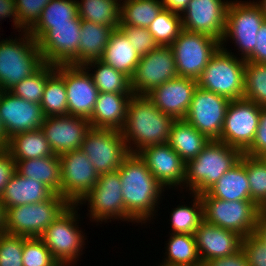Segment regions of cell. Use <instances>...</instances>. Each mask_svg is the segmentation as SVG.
<instances>
[{
  "mask_svg": "<svg viewBox=\"0 0 266 266\" xmlns=\"http://www.w3.org/2000/svg\"><path fill=\"white\" fill-rule=\"evenodd\" d=\"M61 163V196L77 205L96 185L99 174L88 156L80 149L59 156Z\"/></svg>",
  "mask_w": 266,
  "mask_h": 266,
  "instance_id": "14",
  "label": "cell"
},
{
  "mask_svg": "<svg viewBox=\"0 0 266 266\" xmlns=\"http://www.w3.org/2000/svg\"><path fill=\"white\" fill-rule=\"evenodd\" d=\"M255 234L266 244V209L259 212Z\"/></svg>",
  "mask_w": 266,
  "mask_h": 266,
  "instance_id": "55",
  "label": "cell"
},
{
  "mask_svg": "<svg viewBox=\"0 0 266 266\" xmlns=\"http://www.w3.org/2000/svg\"><path fill=\"white\" fill-rule=\"evenodd\" d=\"M140 58L125 34L118 28L110 34L108 44L100 60L115 70L123 72L131 79Z\"/></svg>",
  "mask_w": 266,
  "mask_h": 266,
  "instance_id": "28",
  "label": "cell"
},
{
  "mask_svg": "<svg viewBox=\"0 0 266 266\" xmlns=\"http://www.w3.org/2000/svg\"><path fill=\"white\" fill-rule=\"evenodd\" d=\"M5 148L14 160L36 159L54 155L41 129L14 135Z\"/></svg>",
  "mask_w": 266,
  "mask_h": 266,
  "instance_id": "33",
  "label": "cell"
},
{
  "mask_svg": "<svg viewBox=\"0 0 266 266\" xmlns=\"http://www.w3.org/2000/svg\"><path fill=\"white\" fill-rule=\"evenodd\" d=\"M5 214H6V210L2 204L1 197H0V233L4 232Z\"/></svg>",
  "mask_w": 266,
  "mask_h": 266,
  "instance_id": "57",
  "label": "cell"
},
{
  "mask_svg": "<svg viewBox=\"0 0 266 266\" xmlns=\"http://www.w3.org/2000/svg\"><path fill=\"white\" fill-rule=\"evenodd\" d=\"M119 29L125 34L140 57L159 46L148 31V28L120 25Z\"/></svg>",
  "mask_w": 266,
  "mask_h": 266,
  "instance_id": "47",
  "label": "cell"
},
{
  "mask_svg": "<svg viewBox=\"0 0 266 266\" xmlns=\"http://www.w3.org/2000/svg\"><path fill=\"white\" fill-rule=\"evenodd\" d=\"M71 204L60 194L50 199L6 209L4 232L24 237H40Z\"/></svg>",
  "mask_w": 266,
  "mask_h": 266,
  "instance_id": "6",
  "label": "cell"
},
{
  "mask_svg": "<svg viewBox=\"0 0 266 266\" xmlns=\"http://www.w3.org/2000/svg\"><path fill=\"white\" fill-rule=\"evenodd\" d=\"M77 205H70L39 237L60 266H72L82 255L85 244L83 231L79 230Z\"/></svg>",
  "mask_w": 266,
  "mask_h": 266,
  "instance_id": "7",
  "label": "cell"
},
{
  "mask_svg": "<svg viewBox=\"0 0 266 266\" xmlns=\"http://www.w3.org/2000/svg\"><path fill=\"white\" fill-rule=\"evenodd\" d=\"M118 172L126 213L141 224L153 219L164 187L150 172L144 160L138 154L130 153Z\"/></svg>",
  "mask_w": 266,
  "mask_h": 266,
  "instance_id": "1",
  "label": "cell"
},
{
  "mask_svg": "<svg viewBox=\"0 0 266 266\" xmlns=\"http://www.w3.org/2000/svg\"><path fill=\"white\" fill-rule=\"evenodd\" d=\"M98 174L118 170L130 154L122 133L115 129L90 128L81 144Z\"/></svg>",
  "mask_w": 266,
  "mask_h": 266,
  "instance_id": "12",
  "label": "cell"
},
{
  "mask_svg": "<svg viewBox=\"0 0 266 266\" xmlns=\"http://www.w3.org/2000/svg\"><path fill=\"white\" fill-rule=\"evenodd\" d=\"M28 237L0 233V266H23L22 252Z\"/></svg>",
  "mask_w": 266,
  "mask_h": 266,
  "instance_id": "45",
  "label": "cell"
},
{
  "mask_svg": "<svg viewBox=\"0 0 266 266\" xmlns=\"http://www.w3.org/2000/svg\"><path fill=\"white\" fill-rule=\"evenodd\" d=\"M242 154L224 142L210 140L194 159L186 163L184 187H189V194L205 193L240 161Z\"/></svg>",
  "mask_w": 266,
  "mask_h": 266,
  "instance_id": "3",
  "label": "cell"
},
{
  "mask_svg": "<svg viewBox=\"0 0 266 266\" xmlns=\"http://www.w3.org/2000/svg\"><path fill=\"white\" fill-rule=\"evenodd\" d=\"M56 71L55 65L45 63L33 75L15 84L9 92L26 101L40 104L47 79Z\"/></svg>",
  "mask_w": 266,
  "mask_h": 266,
  "instance_id": "40",
  "label": "cell"
},
{
  "mask_svg": "<svg viewBox=\"0 0 266 266\" xmlns=\"http://www.w3.org/2000/svg\"><path fill=\"white\" fill-rule=\"evenodd\" d=\"M190 1L191 0H161L163 9L180 15L186 10Z\"/></svg>",
  "mask_w": 266,
  "mask_h": 266,
  "instance_id": "54",
  "label": "cell"
},
{
  "mask_svg": "<svg viewBox=\"0 0 266 266\" xmlns=\"http://www.w3.org/2000/svg\"><path fill=\"white\" fill-rule=\"evenodd\" d=\"M16 171V162L10 152L2 147L0 149V196Z\"/></svg>",
  "mask_w": 266,
  "mask_h": 266,
  "instance_id": "50",
  "label": "cell"
},
{
  "mask_svg": "<svg viewBox=\"0 0 266 266\" xmlns=\"http://www.w3.org/2000/svg\"><path fill=\"white\" fill-rule=\"evenodd\" d=\"M52 24H81L76 0H52L42 11L36 24L28 31L38 41Z\"/></svg>",
  "mask_w": 266,
  "mask_h": 266,
  "instance_id": "31",
  "label": "cell"
},
{
  "mask_svg": "<svg viewBox=\"0 0 266 266\" xmlns=\"http://www.w3.org/2000/svg\"><path fill=\"white\" fill-rule=\"evenodd\" d=\"M201 262L236 254L242 249V236L204 220L194 233Z\"/></svg>",
  "mask_w": 266,
  "mask_h": 266,
  "instance_id": "24",
  "label": "cell"
},
{
  "mask_svg": "<svg viewBox=\"0 0 266 266\" xmlns=\"http://www.w3.org/2000/svg\"><path fill=\"white\" fill-rule=\"evenodd\" d=\"M138 155L166 190L184 186L186 163L168 143L146 147Z\"/></svg>",
  "mask_w": 266,
  "mask_h": 266,
  "instance_id": "22",
  "label": "cell"
},
{
  "mask_svg": "<svg viewBox=\"0 0 266 266\" xmlns=\"http://www.w3.org/2000/svg\"><path fill=\"white\" fill-rule=\"evenodd\" d=\"M202 195L226 201H252L245 165L239 161Z\"/></svg>",
  "mask_w": 266,
  "mask_h": 266,
  "instance_id": "27",
  "label": "cell"
},
{
  "mask_svg": "<svg viewBox=\"0 0 266 266\" xmlns=\"http://www.w3.org/2000/svg\"><path fill=\"white\" fill-rule=\"evenodd\" d=\"M54 194L40 181L31 180L15 171L0 197L6 210L10 207L41 202L50 199Z\"/></svg>",
  "mask_w": 266,
  "mask_h": 266,
  "instance_id": "26",
  "label": "cell"
},
{
  "mask_svg": "<svg viewBox=\"0 0 266 266\" xmlns=\"http://www.w3.org/2000/svg\"><path fill=\"white\" fill-rule=\"evenodd\" d=\"M245 61L266 64V20L258 31L254 51L245 59Z\"/></svg>",
  "mask_w": 266,
  "mask_h": 266,
  "instance_id": "51",
  "label": "cell"
},
{
  "mask_svg": "<svg viewBox=\"0 0 266 266\" xmlns=\"http://www.w3.org/2000/svg\"><path fill=\"white\" fill-rule=\"evenodd\" d=\"M174 121V118L160 111L146 95H133L128 104L125 125L121 130L130 153L138 154L146 147L168 143Z\"/></svg>",
  "mask_w": 266,
  "mask_h": 266,
  "instance_id": "2",
  "label": "cell"
},
{
  "mask_svg": "<svg viewBox=\"0 0 266 266\" xmlns=\"http://www.w3.org/2000/svg\"><path fill=\"white\" fill-rule=\"evenodd\" d=\"M240 161L246 167L251 200L266 209V164L259 157L242 154Z\"/></svg>",
  "mask_w": 266,
  "mask_h": 266,
  "instance_id": "41",
  "label": "cell"
},
{
  "mask_svg": "<svg viewBox=\"0 0 266 266\" xmlns=\"http://www.w3.org/2000/svg\"><path fill=\"white\" fill-rule=\"evenodd\" d=\"M77 13L81 20L110 26L118 29L120 26L119 0H81L77 1Z\"/></svg>",
  "mask_w": 266,
  "mask_h": 266,
  "instance_id": "36",
  "label": "cell"
},
{
  "mask_svg": "<svg viewBox=\"0 0 266 266\" xmlns=\"http://www.w3.org/2000/svg\"><path fill=\"white\" fill-rule=\"evenodd\" d=\"M6 17L13 18V27H15L14 29H18V32L21 33L26 32V30L21 26L20 22L18 21L15 0H0V19L3 20Z\"/></svg>",
  "mask_w": 266,
  "mask_h": 266,
  "instance_id": "53",
  "label": "cell"
},
{
  "mask_svg": "<svg viewBox=\"0 0 266 266\" xmlns=\"http://www.w3.org/2000/svg\"><path fill=\"white\" fill-rule=\"evenodd\" d=\"M259 106H266V64L246 61L244 97Z\"/></svg>",
  "mask_w": 266,
  "mask_h": 266,
  "instance_id": "42",
  "label": "cell"
},
{
  "mask_svg": "<svg viewBox=\"0 0 266 266\" xmlns=\"http://www.w3.org/2000/svg\"><path fill=\"white\" fill-rule=\"evenodd\" d=\"M266 164V152L259 157Z\"/></svg>",
  "mask_w": 266,
  "mask_h": 266,
  "instance_id": "59",
  "label": "cell"
},
{
  "mask_svg": "<svg viewBox=\"0 0 266 266\" xmlns=\"http://www.w3.org/2000/svg\"><path fill=\"white\" fill-rule=\"evenodd\" d=\"M40 106L44 117L68 115L64 79L56 71L47 79Z\"/></svg>",
  "mask_w": 266,
  "mask_h": 266,
  "instance_id": "38",
  "label": "cell"
},
{
  "mask_svg": "<svg viewBox=\"0 0 266 266\" xmlns=\"http://www.w3.org/2000/svg\"><path fill=\"white\" fill-rule=\"evenodd\" d=\"M0 118L10 139L19 133L41 129L44 115L40 104L0 91Z\"/></svg>",
  "mask_w": 266,
  "mask_h": 266,
  "instance_id": "21",
  "label": "cell"
},
{
  "mask_svg": "<svg viewBox=\"0 0 266 266\" xmlns=\"http://www.w3.org/2000/svg\"><path fill=\"white\" fill-rule=\"evenodd\" d=\"M225 44L216 51L197 80L200 88L228 98L244 97L245 59L229 52ZM241 58V59H240Z\"/></svg>",
  "mask_w": 266,
  "mask_h": 266,
  "instance_id": "5",
  "label": "cell"
},
{
  "mask_svg": "<svg viewBox=\"0 0 266 266\" xmlns=\"http://www.w3.org/2000/svg\"><path fill=\"white\" fill-rule=\"evenodd\" d=\"M249 266H266V244L254 233L242 238Z\"/></svg>",
  "mask_w": 266,
  "mask_h": 266,
  "instance_id": "48",
  "label": "cell"
},
{
  "mask_svg": "<svg viewBox=\"0 0 266 266\" xmlns=\"http://www.w3.org/2000/svg\"><path fill=\"white\" fill-rule=\"evenodd\" d=\"M192 197L194 198L192 206L183 204L172 209L170 217L172 233L194 235L195 230L203 221V205L200 195L193 193Z\"/></svg>",
  "mask_w": 266,
  "mask_h": 266,
  "instance_id": "39",
  "label": "cell"
},
{
  "mask_svg": "<svg viewBox=\"0 0 266 266\" xmlns=\"http://www.w3.org/2000/svg\"><path fill=\"white\" fill-rule=\"evenodd\" d=\"M22 34L23 38L0 41V91L10 90L45 64L37 41L28 31Z\"/></svg>",
  "mask_w": 266,
  "mask_h": 266,
  "instance_id": "4",
  "label": "cell"
},
{
  "mask_svg": "<svg viewBox=\"0 0 266 266\" xmlns=\"http://www.w3.org/2000/svg\"><path fill=\"white\" fill-rule=\"evenodd\" d=\"M133 95L99 92L89 120L90 126L121 131L126 122L128 104Z\"/></svg>",
  "mask_w": 266,
  "mask_h": 266,
  "instance_id": "25",
  "label": "cell"
},
{
  "mask_svg": "<svg viewBox=\"0 0 266 266\" xmlns=\"http://www.w3.org/2000/svg\"><path fill=\"white\" fill-rule=\"evenodd\" d=\"M181 15L162 9L148 31L159 46H171L182 31Z\"/></svg>",
  "mask_w": 266,
  "mask_h": 266,
  "instance_id": "43",
  "label": "cell"
},
{
  "mask_svg": "<svg viewBox=\"0 0 266 266\" xmlns=\"http://www.w3.org/2000/svg\"><path fill=\"white\" fill-rule=\"evenodd\" d=\"M113 30L110 26L81 20L79 66L103 56Z\"/></svg>",
  "mask_w": 266,
  "mask_h": 266,
  "instance_id": "32",
  "label": "cell"
},
{
  "mask_svg": "<svg viewBox=\"0 0 266 266\" xmlns=\"http://www.w3.org/2000/svg\"><path fill=\"white\" fill-rule=\"evenodd\" d=\"M229 3L228 0H191L181 15L182 28L221 42Z\"/></svg>",
  "mask_w": 266,
  "mask_h": 266,
  "instance_id": "19",
  "label": "cell"
},
{
  "mask_svg": "<svg viewBox=\"0 0 266 266\" xmlns=\"http://www.w3.org/2000/svg\"><path fill=\"white\" fill-rule=\"evenodd\" d=\"M266 152V106L261 108L259 126L251 146L244 154L252 157H260Z\"/></svg>",
  "mask_w": 266,
  "mask_h": 266,
  "instance_id": "49",
  "label": "cell"
},
{
  "mask_svg": "<svg viewBox=\"0 0 266 266\" xmlns=\"http://www.w3.org/2000/svg\"><path fill=\"white\" fill-rule=\"evenodd\" d=\"M16 171L31 180L40 181L61 195V163L59 155L36 159L15 160Z\"/></svg>",
  "mask_w": 266,
  "mask_h": 266,
  "instance_id": "29",
  "label": "cell"
},
{
  "mask_svg": "<svg viewBox=\"0 0 266 266\" xmlns=\"http://www.w3.org/2000/svg\"><path fill=\"white\" fill-rule=\"evenodd\" d=\"M87 71L94 69L90 73L98 92L133 94L131 90V79L123 72L115 70L102 60H92L83 65ZM91 68V69H90ZM89 69V70H88Z\"/></svg>",
  "mask_w": 266,
  "mask_h": 266,
  "instance_id": "35",
  "label": "cell"
},
{
  "mask_svg": "<svg viewBox=\"0 0 266 266\" xmlns=\"http://www.w3.org/2000/svg\"><path fill=\"white\" fill-rule=\"evenodd\" d=\"M56 72L64 79L68 115L90 120L99 92L89 71L83 66L56 65Z\"/></svg>",
  "mask_w": 266,
  "mask_h": 266,
  "instance_id": "18",
  "label": "cell"
},
{
  "mask_svg": "<svg viewBox=\"0 0 266 266\" xmlns=\"http://www.w3.org/2000/svg\"><path fill=\"white\" fill-rule=\"evenodd\" d=\"M229 102L228 98L197 86L185 120L210 140H218Z\"/></svg>",
  "mask_w": 266,
  "mask_h": 266,
  "instance_id": "16",
  "label": "cell"
},
{
  "mask_svg": "<svg viewBox=\"0 0 266 266\" xmlns=\"http://www.w3.org/2000/svg\"><path fill=\"white\" fill-rule=\"evenodd\" d=\"M261 108L255 102L245 98L230 101L218 141L244 153L255 138Z\"/></svg>",
  "mask_w": 266,
  "mask_h": 266,
  "instance_id": "13",
  "label": "cell"
},
{
  "mask_svg": "<svg viewBox=\"0 0 266 266\" xmlns=\"http://www.w3.org/2000/svg\"><path fill=\"white\" fill-rule=\"evenodd\" d=\"M197 86V80L177 76L157 86L146 96L164 114L175 120L185 119Z\"/></svg>",
  "mask_w": 266,
  "mask_h": 266,
  "instance_id": "23",
  "label": "cell"
},
{
  "mask_svg": "<svg viewBox=\"0 0 266 266\" xmlns=\"http://www.w3.org/2000/svg\"><path fill=\"white\" fill-rule=\"evenodd\" d=\"M202 266H249L247 257L241 249L236 254L203 262Z\"/></svg>",
  "mask_w": 266,
  "mask_h": 266,
  "instance_id": "52",
  "label": "cell"
},
{
  "mask_svg": "<svg viewBox=\"0 0 266 266\" xmlns=\"http://www.w3.org/2000/svg\"><path fill=\"white\" fill-rule=\"evenodd\" d=\"M90 208L89 217L91 221L101 223L108 219H119L127 222L135 221L126 213L122 196V185L118 170L99 174L96 185L79 201L77 206L86 204ZM93 219V220H92ZM107 219V220H106Z\"/></svg>",
  "mask_w": 266,
  "mask_h": 266,
  "instance_id": "11",
  "label": "cell"
},
{
  "mask_svg": "<svg viewBox=\"0 0 266 266\" xmlns=\"http://www.w3.org/2000/svg\"><path fill=\"white\" fill-rule=\"evenodd\" d=\"M22 261L23 266H60L39 237H30L24 241Z\"/></svg>",
  "mask_w": 266,
  "mask_h": 266,
  "instance_id": "44",
  "label": "cell"
},
{
  "mask_svg": "<svg viewBox=\"0 0 266 266\" xmlns=\"http://www.w3.org/2000/svg\"><path fill=\"white\" fill-rule=\"evenodd\" d=\"M91 128L88 119L72 115L44 117L41 130L55 155L78 150Z\"/></svg>",
  "mask_w": 266,
  "mask_h": 266,
  "instance_id": "20",
  "label": "cell"
},
{
  "mask_svg": "<svg viewBox=\"0 0 266 266\" xmlns=\"http://www.w3.org/2000/svg\"><path fill=\"white\" fill-rule=\"evenodd\" d=\"M260 8H261V11L266 19V0H259V2H255Z\"/></svg>",
  "mask_w": 266,
  "mask_h": 266,
  "instance_id": "58",
  "label": "cell"
},
{
  "mask_svg": "<svg viewBox=\"0 0 266 266\" xmlns=\"http://www.w3.org/2000/svg\"><path fill=\"white\" fill-rule=\"evenodd\" d=\"M120 1V25L148 28L163 9L161 0Z\"/></svg>",
  "mask_w": 266,
  "mask_h": 266,
  "instance_id": "37",
  "label": "cell"
},
{
  "mask_svg": "<svg viewBox=\"0 0 266 266\" xmlns=\"http://www.w3.org/2000/svg\"><path fill=\"white\" fill-rule=\"evenodd\" d=\"M164 261L158 266H202L195 237L192 234L171 233Z\"/></svg>",
  "mask_w": 266,
  "mask_h": 266,
  "instance_id": "34",
  "label": "cell"
},
{
  "mask_svg": "<svg viewBox=\"0 0 266 266\" xmlns=\"http://www.w3.org/2000/svg\"><path fill=\"white\" fill-rule=\"evenodd\" d=\"M52 0H15L18 21L29 31L39 20L43 9Z\"/></svg>",
  "mask_w": 266,
  "mask_h": 266,
  "instance_id": "46",
  "label": "cell"
},
{
  "mask_svg": "<svg viewBox=\"0 0 266 266\" xmlns=\"http://www.w3.org/2000/svg\"><path fill=\"white\" fill-rule=\"evenodd\" d=\"M174 52L171 46H158L139 60L131 78L134 95H147L157 86L177 77Z\"/></svg>",
  "mask_w": 266,
  "mask_h": 266,
  "instance_id": "15",
  "label": "cell"
},
{
  "mask_svg": "<svg viewBox=\"0 0 266 266\" xmlns=\"http://www.w3.org/2000/svg\"><path fill=\"white\" fill-rule=\"evenodd\" d=\"M10 139L8 138L7 132L4 128L3 122L0 118V145L2 147H6L9 143Z\"/></svg>",
  "mask_w": 266,
  "mask_h": 266,
  "instance_id": "56",
  "label": "cell"
},
{
  "mask_svg": "<svg viewBox=\"0 0 266 266\" xmlns=\"http://www.w3.org/2000/svg\"><path fill=\"white\" fill-rule=\"evenodd\" d=\"M203 205V220L242 237L254 234L261 208L253 201H226L199 194Z\"/></svg>",
  "mask_w": 266,
  "mask_h": 266,
  "instance_id": "8",
  "label": "cell"
},
{
  "mask_svg": "<svg viewBox=\"0 0 266 266\" xmlns=\"http://www.w3.org/2000/svg\"><path fill=\"white\" fill-rule=\"evenodd\" d=\"M81 24H52L37 41L45 63L79 66Z\"/></svg>",
  "mask_w": 266,
  "mask_h": 266,
  "instance_id": "17",
  "label": "cell"
},
{
  "mask_svg": "<svg viewBox=\"0 0 266 266\" xmlns=\"http://www.w3.org/2000/svg\"><path fill=\"white\" fill-rule=\"evenodd\" d=\"M210 142V139L200 133L185 119L175 120L171 126L168 144L187 163L194 159Z\"/></svg>",
  "mask_w": 266,
  "mask_h": 266,
  "instance_id": "30",
  "label": "cell"
},
{
  "mask_svg": "<svg viewBox=\"0 0 266 266\" xmlns=\"http://www.w3.org/2000/svg\"><path fill=\"white\" fill-rule=\"evenodd\" d=\"M261 8L254 2L231 1L227 8L226 25L221 45L232 38L242 59H246L255 49L256 37L265 21Z\"/></svg>",
  "mask_w": 266,
  "mask_h": 266,
  "instance_id": "10",
  "label": "cell"
},
{
  "mask_svg": "<svg viewBox=\"0 0 266 266\" xmlns=\"http://www.w3.org/2000/svg\"><path fill=\"white\" fill-rule=\"evenodd\" d=\"M221 42L215 38L182 29L171 44L178 76L198 80Z\"/></svg>",
  "mask_w": 266,
  "mask_h": 266,
  "instance_id": "9",
  "label": "cell"
}]
</instances>
